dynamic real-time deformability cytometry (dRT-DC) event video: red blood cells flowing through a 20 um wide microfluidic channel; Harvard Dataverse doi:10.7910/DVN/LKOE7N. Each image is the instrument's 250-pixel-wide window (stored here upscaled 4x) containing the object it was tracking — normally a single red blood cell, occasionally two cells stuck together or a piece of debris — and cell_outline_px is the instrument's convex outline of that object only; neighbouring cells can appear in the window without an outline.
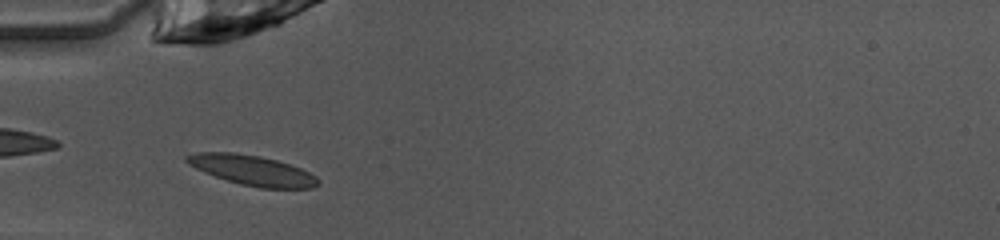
{"species": "common noctule bat (a hibernating species)", "species_latin": "Nyctalus noctula", "temperature_condition": "warm", "stored_images_in_passage": 30, "camera_frame_rate_fps": 3000, "um_per_image_px": 0.085, "animal": {"sex": "female", "body_mass_g": 10.0, "forearm_length_mm": 53.1}, "frame": {"image": 1, "passage_image": 1, "time_ms": 0.0, "image_size_px": [1000, 240], "cell_outline_px": [[320, 184], [312, 188], [260, 188], [240, 184], [204, 172], [188, 164], [184, 160], [184, 156], [196, 152], [232, 152], [260, 156], [276, 160], [300, 168], [316, 176], [320, 180]], "centroid_in_image_um": [21.43, 14.47], "position_along_channel_um": 63.6, "area_um2": 22.89}}
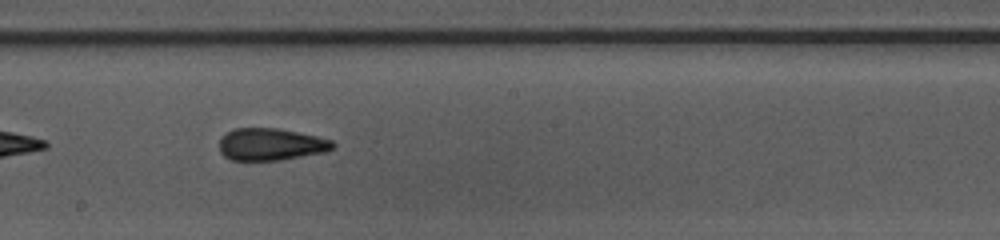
{"frame": {"image": 2, "passage_image": 13, "time_ms": 4.0, "image_size_px": [1000, 240], "cell_outline_px": [[336, 144], [332, 148], [324, 152], [280, 160], [232, 160], [224, 156], [220, 152], [220, 136], [224, 132], [236, 128], [276, 128], [316, 136], [332, 140]], "centroid_in_image_um": [22.98, 12.26], "position_along_channel_um": 225.2, "area_um2": 21.21}}
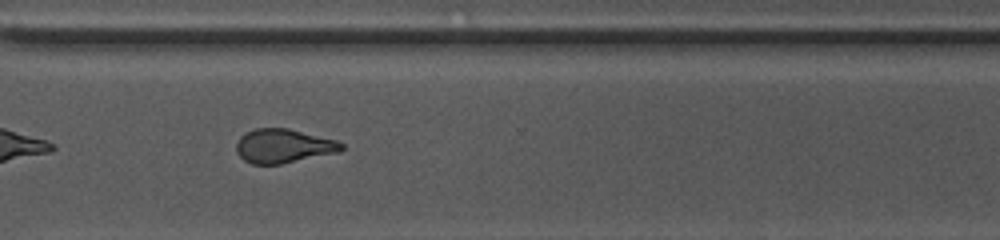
{"frame": {"image": 3, "passage_image": 22, "time_ms": 7.0, "image_size_px": [1000, 240], "cell_outline_px": [[344, 148], [340, 152], [280, 164], [252, 164], [244, 160], [236, 152], [236, 144], [240, 136], [244, 132], [256, 128], [288, 128], [336, 140], [344, 144]], "centroid_in_image_um": [24.08, 12.4], "position_along_channel_um": 346.5, "area_um2": 20.92}, "authors_computed_cell_mechanics": {"area_um2": 21.1837, "velocity_mm_per_s": 4.0514, "shape_relaxation_time_tau1_ms": 6.4475, "shape_relaxation_time_tau2_ms": 1.7775, "deformation_change_tau1": 0.1735, "deformation_change_tau2": 0.0939}}